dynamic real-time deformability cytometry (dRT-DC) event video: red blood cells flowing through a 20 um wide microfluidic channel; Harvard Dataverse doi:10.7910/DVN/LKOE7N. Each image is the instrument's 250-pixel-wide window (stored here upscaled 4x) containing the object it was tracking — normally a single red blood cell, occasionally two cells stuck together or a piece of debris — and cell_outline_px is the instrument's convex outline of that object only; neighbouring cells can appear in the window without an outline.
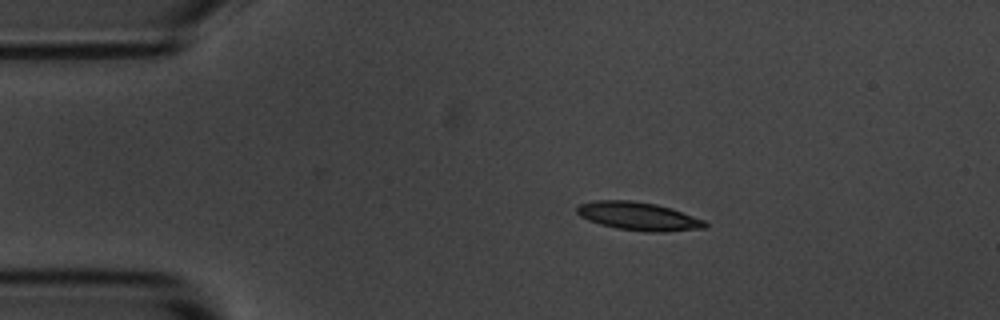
{"species": "common noctule bat (a hibernating species)", "species_latin": "Nyctalus noctula", "temperature_condition": "room temperature", "stored_images_in_passage": 9, "camera_frame_rate_fps": 3000, "um_per_image_px": 0.085, "animal": {"sex": "male", "body_mass_g": 20.1, "forearm_length_mm": 53.5}, "frame": {"image": 1, "passage_image": 2, "time_ms": 1.333, "image_size_px": [1000, 320], "cell_outline_px": [[708, 228], [664, 232], [644, 232], [616, 228], [600, 224], [588, 220], [580, 216], [576, 212], [576, 208], [580, 204], [596, 200], [632, 200], [656, 204], [672, 208], [704, 220], [708, 224]], "centroid_in_image_um": [54.29, 18.38], "position_along_channel_um": 30.7, "area_um2": 21.27}}
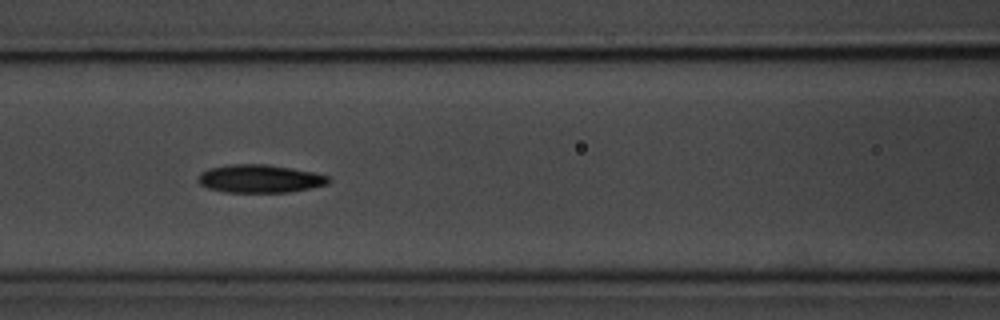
{"frame": {"image": 2, "passage_image": 6, "time_ms": 5.667, "image_size_px": [1000, 320], "cell_outline_px": [[332, 180], [328, 184], [288, 192], [224, 192], [208, 188], [200, 184], [196, 180], [200, 172], [208, 168], [228, 164], [268, 164], [292, 168], [312, 172], [328, 176]], "centroid_in_image_um": [22.04, 15.18], "position_along_channel_um": 144.6, "area_um2": 21.44}}
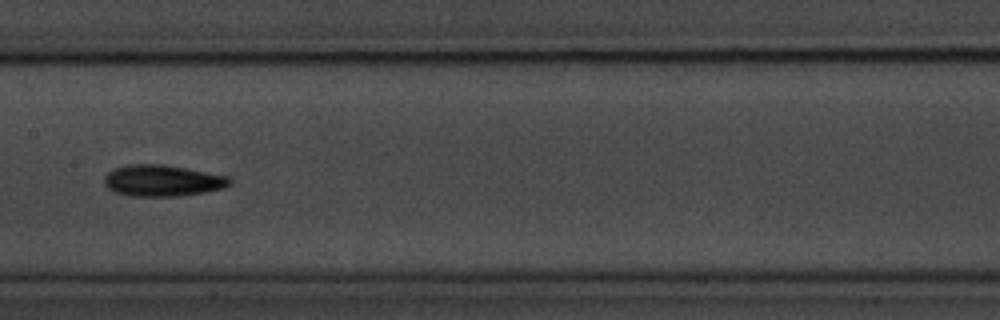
{"frame": {"image": 3, "passage_image": 7, "time_ms": 7.0, "image_size_px": [1000, 320], "cell_outline_px": [[232, 184], [224, 188], [204, 192], [176, 196], [132, 196], [112, 192], [104, 184], [104, 176], [112, 168], [128, 164], [164, 164], [228, 176], [232, 180]], "centroid_in_image_um": [13.78, 15.35], "position_along_channel_um": 193.6, "area_um2": 23.12}}